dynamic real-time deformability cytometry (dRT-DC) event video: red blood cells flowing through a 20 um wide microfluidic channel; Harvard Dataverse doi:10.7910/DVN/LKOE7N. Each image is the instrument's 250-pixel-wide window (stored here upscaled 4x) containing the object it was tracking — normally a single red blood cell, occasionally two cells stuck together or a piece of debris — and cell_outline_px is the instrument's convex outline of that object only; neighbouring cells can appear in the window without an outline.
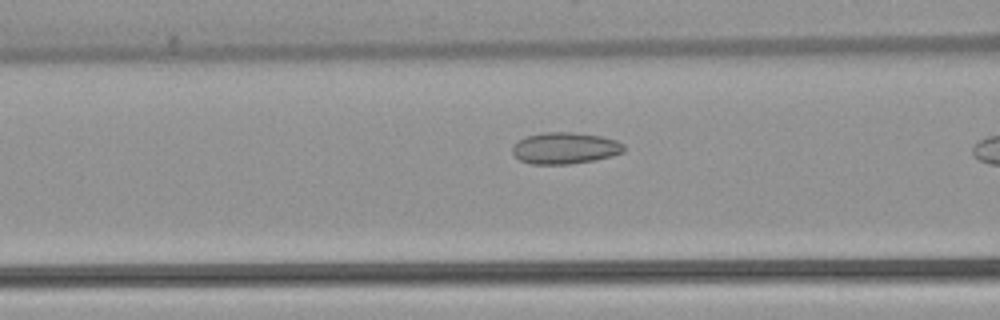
{"species": "common noctule bat (a hibernating species)", "species_latin": "Nyctalus noctula", "temperature_condition": "warm", "stored_images_in_passage": 9, "camera_frame_rate_fps": 3000, "um_per_image_px": 0.085, "animal": {"sex": "female", "body_mass_g": 22.7, "forearm_length_mm": 54.2}, "frame": {"image": 1, "passage_image": 8, "time_ms": 2.333, "image_size_px": [1000, 320], "cell_outline_px": [[624, 152], [612, 156], [596, 160], [568, 164], [532, 164], [520, 160], [512, 152], [512, 148], [520, 140], [528, 136], [544, 132], [572, 132], [600, 136], [616, 140], [624, 144]], "centroid_in_image_um": [48.06, 12.59], "position_along_channel_um": 118.5, "area_um2": 20.35}}